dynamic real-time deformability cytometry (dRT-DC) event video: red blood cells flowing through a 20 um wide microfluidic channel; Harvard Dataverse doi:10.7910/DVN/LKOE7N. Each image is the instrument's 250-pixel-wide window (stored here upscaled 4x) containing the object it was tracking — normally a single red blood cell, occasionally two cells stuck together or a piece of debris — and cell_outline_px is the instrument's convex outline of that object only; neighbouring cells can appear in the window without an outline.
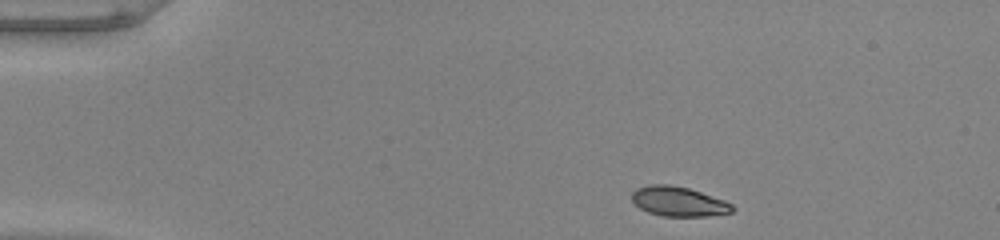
{"species": "common noctule bat (a hibernating species)", "species_latin": "Nyctalus noctula", "temperature_condition": "warm", "stored_images_in_passage": 44, "camera_frame_rate_fps": 3000, "um_per_image_px": 0.085, "animal": {"sex": "male", "body_mass_g": 20.0, "forearm_length_mm": 53.3}, "frame": {"image": 1, "passage_image": 1, "time_ms": 0.0, "image_size_px": [1000, 240], "cell_outline_px": [[736, 208], [732, 212], [708, 216], [660, 216], [648, 212], [640, 208], [632, 200], [632, 192], [636, 188], [648, 184], [668, 184], [688, 188], [724, 200], [732, 204]], "centroid_in_image_um": [57.67, 17.12], "position_along_channel_um": 27.3, "area_um2": 17.4}}
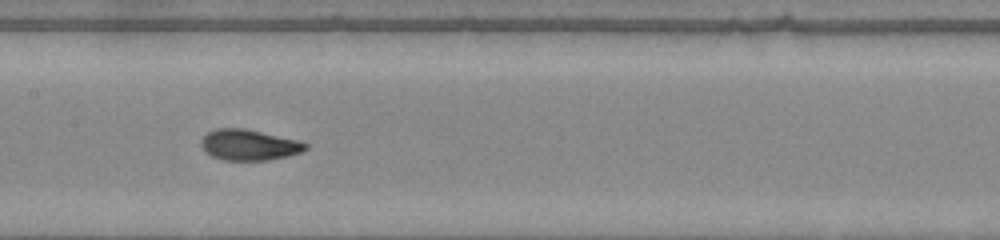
{"frame": {"image": 2, "passage_image": 19, "time_ms": 6.0, "image_size_px": [1000, 240], "cell_outline_px": [[308, 148], [300, 152], [288, 156], [268, 160], [224, 160], [212, 156], [200, 144], [200, 140], [208, 132], [216, 128], [244, 128], [300, 140], [308, 144]], "centroid_in_image_um": [21.19, 12.31], "position_along_channel_um": 186.2, "area_um2": 18.73}}
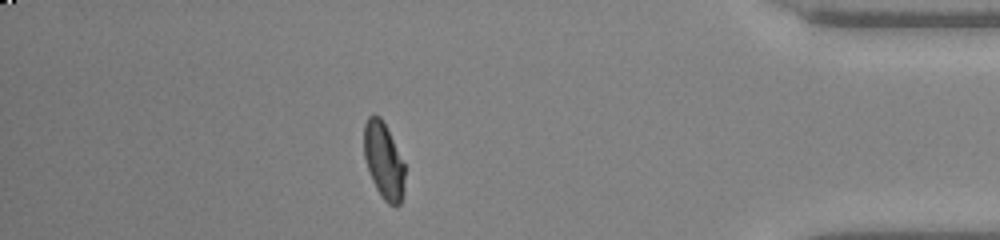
{"frame": {"image": 3, "passage_image": 38, "time_ms": 12.333, "image_size_px": [1000, 240], "cell_outline_px": [[404, 192], [400, 204], [396, 208], [388, 204], [380, 196], [372, 180], [364, 156], [364, 124], [368, 116], [372, 112], [380, 116], [404, 164]], "centroid_in_image_um": [32.6, 13.69], "position_along_channel_um": 402.6, "area_um2": 18.09}, "authors_computed_cell_mechanics": {"area_um2": 18.6116, "velocity_mm_per_s": 3.9954, "shape_relaxation_time_tau1_ms": 3.8326, "shape_relaxation_time_tau2_ms": null, "deformation_change_tau1": 0.2153, "deformation_change_tau2": null}}